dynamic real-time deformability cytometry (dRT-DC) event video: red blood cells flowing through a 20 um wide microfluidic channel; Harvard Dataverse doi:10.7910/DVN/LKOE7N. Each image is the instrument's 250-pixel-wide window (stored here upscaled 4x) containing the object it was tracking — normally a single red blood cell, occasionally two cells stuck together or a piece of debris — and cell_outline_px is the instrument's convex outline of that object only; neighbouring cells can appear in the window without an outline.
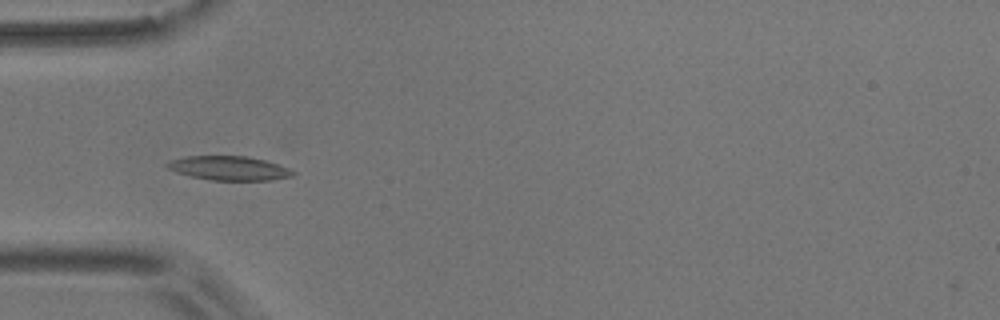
{"species": "common noctule bat (a hibernating species)", "species_latin": "Nyctalus noctula", "temperature_condition": "room temperature", "stored_images_in_passage": 39, "camera_frame_rate_fps": 3000, "um_per_image_px": 0.085, "animal": {"sex": "male", "body_mass_g": 17.9}, "frame": {"image": 1, "passage_image": 1, "time_ms": 0.0, "image_size_px": [1000, 320], "cell_outline_px": [[296, 172], [292, 176], [272, 180], [208, 180], [176, 172], [168, 168], [164, 164], [168, 160], [184, 156], [244, 156], [264, 160], [288, 168]], "centroid_in_image_um": [19.41, 14.29], "position_along_channel_um": 65.6, "area_um2": 17.63}}
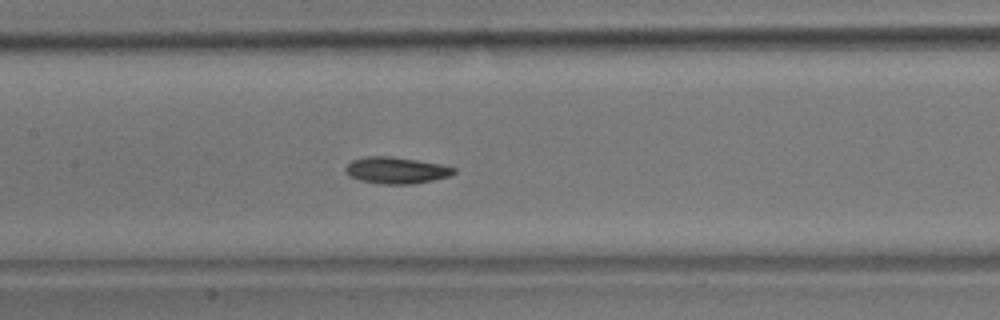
{"frame": {"image": 2, "passage_image": 10, "time_ms": 3.0, "image_size_px": [1000, 320], "cell_outline_px": [[456, 172], [448, 176], [432, 180], [412, 184], [380, 184], [360, 180], [348, 176], [344, 172], [344, 168], [352, 160], [364, 156], [388, 156], [416, 160], [440, 164], [456, 168]], "centroid_in_image_um": [33.63, 14.48], "position_along_channel_um": 173.8, "area_um2": 16.76}}
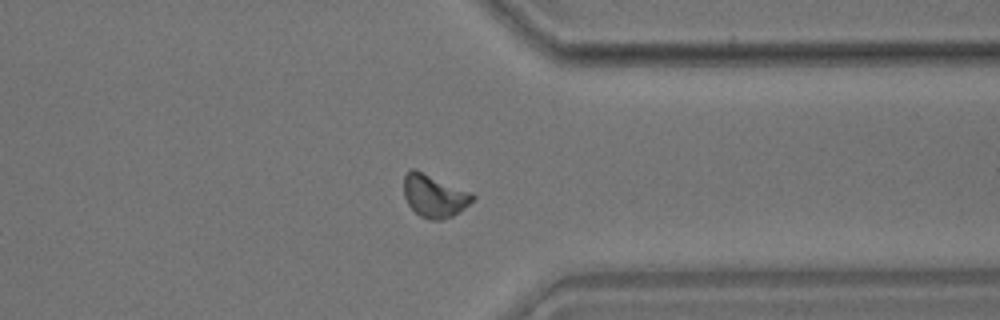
{"frame": {"image": 3, "passage_image": 27, "time_ms": 8.667, "image_size_px": [1000, 320], "cell_outline_px": [[476, 196], [464, 208], [452, 216], [440, 220], [432, 220], [420, 216], [408, 204], [404, 196], [404, 176], [412, 168], [416, 168], [472, 192]], "centroid_in_image_um": [36.91, 16.62], "position_along_channel_um": 374.5, "area_um2": 17.17}, "authors_computed_cell_mechanics": {"area_um2": 16.2418, "velocity_mm_per_s": 3.6188, "shape_relaxation_time_tau1_ms": 3.9512, "shape_relaxation_time_tau2_ms": 5.1117, "deformation_change_tau1": 0.1029, "deformation_change_tau2": 0.097}}